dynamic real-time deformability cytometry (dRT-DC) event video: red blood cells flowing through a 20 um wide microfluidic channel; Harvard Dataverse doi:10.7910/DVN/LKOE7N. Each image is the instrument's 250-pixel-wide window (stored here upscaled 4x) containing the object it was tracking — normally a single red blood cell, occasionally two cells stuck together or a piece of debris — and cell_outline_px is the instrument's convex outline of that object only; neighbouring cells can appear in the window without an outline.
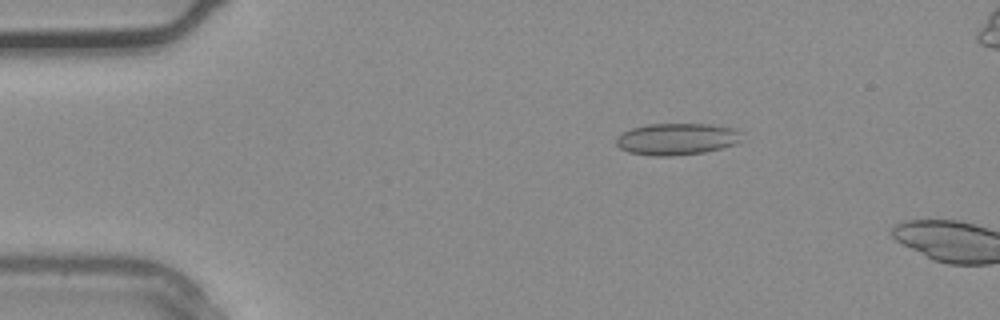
{"species": "common noctule bat (a hibernating species)", "species_latin": "Nyctalus noctula", "temperature_condition": "warm", "stored_images_in_passage": 8, "camera_frame_rate_fps": 3000, "um_per_image_px": 0.085, "animal": {"sex": "male", "body_mass_g": 20.4}, "frame": {"image": 1, "passage_image": 6, "time_ms": 1.667, "image_size_px": [1000, 320], "cell_outline_px": [[744, 140], [736, 144], [704, 152], [672, 156], [652, 156], [628, 152], [620, 148], [616, 144], [616, 136], [632, 128], [648, 124], [708, 124], [732, 128], [744, 132]], "centroid_in_image_um": [57.57, 11.82], "position_along_channel_um": 27.4, "area_um2": 23.47}}